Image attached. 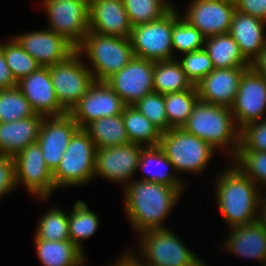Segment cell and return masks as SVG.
I'll return each instance as SVG.
<instances>
[{
    "label": "cell",
    "instance_id": "6da1fadb",
    "mask_svg": "<svg viewBox=\"0 0 266 266\" xmlns=\"http://www.w3.org/2000/svg\"><path fill=\"white\" fill-rule=\"evenodd\" d=\"M125 188V205L134 228L143 233L166 229L161 222L182 194L177 188L138 180Z\"/></svg>",
    "mask_w": 266,
    "mask_h": 266
},
{
    "label": "cell",
    "instance_id": "7a4b0ae2",
    "mask_svg": "<svg viewBox=\"0 0 266 266\" xmlns=\"http://www.w3.org/2000/svg\"><path fill=\"white\" fill-rule=\"evenodd\" d=\"M256 185L235 165L218 179L215 187L218 206L232 228L258 221L255 211L263 196L260 198Z\"/></svg>",
    "mask_w": 266,
    "mask_h": 266
},
{
    "label": "cell",
    "instance_id": "3957f363",
    "mask_svg": "<svg viewBox=\"0 0 266 266\" xmlns=\"http://www.w3.org/2000/svg\"><path fill=\"white\" fill-rule=\"evenodd\" d=\"M232 117L231 108L198 100L182 129L214 149L232 143L230 155L234 158L240 145V130L234 126Z\"/></svg>",
    "mask_w": 266,
    "mask_h": 266
},
{
    "label": "cell",
    "instance_id": "277c9868",
    "mask_svg": "<svg viewBox=\"0 0 266 266\" xmlns=\"http://www.w3.org/2000/svg\"><path fill=\"white\" fill-rule=\"evenodd\" d=\"M88 56L95 72V81H106L121 71L134 57L129 38L102 35L89 31L76 49Z\"/></svg>",
    "mask_w": 266,
    "mask_h": 266
},
{
    "label": "cell",
    "instance_id": "5b68a950",
    "mask_svg": "<svg viewBox=\"0 0 266 266\" xmlns=\"http://www.w3.org/2000/svg\"><path fill=\"white\" fill-rule=\"evenodd\" d=\"M96 146L89 134L79 128L71 137L59 165L52 172L55 188L79 185L95 176Z\"/></svg>",
    "mask_w": 266,
    "mask_h": 266
},
{
    "label": "cell",
    "instance_id": "8992f818",
    "mask_svg": "<svg viewBox=\"0 0 266 266\" xmlns=\"http://www.w3.org/2000/svg\"><path fill=\"white\" fill-rule=\"evenodd\" d=\"M159 146L175 170L186 172H201L215 150L210 144L182 128H171L163 132Z\"/></svg>",
    "mask_w": 266,
    "mask_h": 266
},
{
    "label": "cell",
    "instance_id": "52a82bcc",
    "mask_svg": "<svg viewBox=\"0 0 266 266\" xmlns=\"http://www.w3.org/2000/svg\"><path fill=\"white\" fill-rule=\"evenodd\" d=\"M80 55L75 51L65 61L49 67L57 100L67 113L71 112L95 81L92 70L80 61Z\"/></svg>",
    "mask_w": 266,
    "mask_h": 266
},
{
    "label": "cell",
    "instance_id": "ba28073f",
    "mask_svg": "<svg viewBox=\"0 0 266 266\" xmlns=\"http://www.w3.org/2000/svg\"><path fill=\"white\" fill-rule=\"evenodd\" d=\"M141 237L143 266H205L169 229L149 230Z\"/></svg>",
    "mask_w": 266,
    "mask_h": 266
},
{
    "label": "cell",
    "instance_id": "9c48e42d",
    "mask_svg": "<svg viewBox=\"0 0 266 266\" xmlns=\"http://www.w3.org/2000/svg\"><path fill=\"white\" fill-rule=\"evenodd\" d=\"M173 7L160 19L136 25L129 37L134 57L164 61L173 59Z\"/></svg>",
    "mask_w": 266,
    "mask_h": 266
},
{
    "label": "cell",
    "instance_id": "30bf717a",
    "mask_svg": "<svg viewBox=\"0 0 266 266\" xmlns=\"http://www.w3.org/2000/svg\"><path fill=\"white\" fill-rule=\"evenodd\" d=\"M50 29L75 49L89 32V7L77 1H44Z\"/></svg>",
    "mask_w": 266,
    "mask_h": 266
},
{
    "label": "cell",
    "instance_id": "8fae6325",
    "mask_svg": "<svg viewBox=\"0 0 266 266\" xmlns=\"http://www.w3.org/2000/svg\"><path fill=\"white\" fill-rule=\"evenodd\" d=\"M154 61L133 57L119 72L106 80L126 106L136 104L145 95L154 92Z\"/></svg>",
    "mask_w": 266,
    "mask_h": 266
},
{
    "label": "cell",
    "instance_id": "7c38bea8",
    "mask_svg": "<svg viewBox=\"0 0 266 266\" xmlns=\"http://www.w3.org/2000/svg\"><path fill=\"white\" fill-rule=\"evenodd\" d=\"M125 106L106 81H94L69 114L79 128L84 129L99 118L122 114Z\"/></svg>",
    "mask_w": 266,
    "mask_h": 266
},
{
    "label": "cell",
    "instance_id": "4fadbf2b",
    "mask_svg": "<svg viewBox=\"0 0 266 266\" xmlns=\"http://www.w3.org/2000/svg\"><path fill=\"white\" fill-rule=\"evenodd\" d=\"M266 110V79L251 67L242 75L231 112L241 130L248 124L258 122Z\"/></svg>",
    "mask_w": 266,
    "mask_h": 266
},
{
    "label": "cell",
    "instance_id": "5bb4252c",
    "mask_svg": "<svg viewBox=\"0 0 266 266\" xmlns=\"http://www.w3.org/2000/svg\"><path fill=\"white\" fill-rule=\"evenodd\" d=\"M16 184L46 199L55 189L52 171L47 167L38 143L28 145L14 157Z\"/></svg>",
    "mask_w": 266,
    "mask_h": 266
},
{
    "label": "cell",
    "instance_id": "9a60e30c",
    "mask_svg": "<svg viewBox=\"0 0 266 266\" xmlns=\"http://www.w3.org/2000/svg\"><path fill=\"white\" fill-rule=\"evenodd\" d=\"M143 145L129 142L96 149L95 175L126 183L138 169Z\"/></svg>",
    "mask_w": 266,
    "mask_h": 266
},
{
    "label": "cell",
    "instance_id": "2e32d148",
    "mask_svg": "<svg viewBox=\"0 0 266 266\" xmlns=\"http://www.w3.org/2000/svg\"><path fill=\"white\" fill-rule=\"evenodd\" d=\"M78 129V124L69 113L52 116L50 119L44 117L37 143L42 150L47 167L52 172L59 165L71 137Z\"/></svg>",
    "mask_w": 266,
    "mask_h": 266
},
{
    "label": "cell",
    "instance_id": "e0dca14e",
    "mask_svg": "<svg viewBox=\"0 0 266 266\" xmlns=\"http://www.w3.org/2000/svg\"><path fill=\"white\" fill-rule=\"evenodd\" d=\"M235 4L220 0H193L184 18L205 37L229 33Z\"/></svg>",
    "mask_w": 266,
    "mask_h": 266
},
{
    "label": "cell",
    "instance_id": "ac0fdd59",
    "mask_svg": "<svg viewBox=\"0 0 266 266\" xmlns=\"http://www.w3.org/2000/svg\"><path fill=\"white\" fill-rule=\"evenodd\" d=\"M41 67L65 61L76 49L52 30L34 31L14 38Z\"/></svg>",
    "mask_w": 266,
    "mask_h": 266
},
{
    "label": "cell",
    "instance_id": "d6986e66",
    "mask_svg": "<svg viewBox=\"0 0 266 266\" xmlns=\"http://www.w3.org/2000/svg\"><path fill=\"white\" fill-rule=\"evenodd\" d=\"M17 86L37 114L45 117L67 114L57 100L49 67H40L36 72L23 77Z\"/></svg>",
    "mask_w": 266,
    "mask_h": 266
},
{
    "label": "cell",
    "instance_id": "ffe728a7",
    "mask_svg": "<svg viewBox=\"0 0 266 266\" xmlns=\"http://www.w3.org/2000/svg\"><path fill=\"white\" fill-rule=\"evenodd\" d=\"M250 67L214 69L196 86L199 100L231 108L243 73Z\"/></svg>",
    "mask_w": 266,
    "mask_h": 266
},
{
    "label": "cell",
    "instance_id": "44dd1931",
    "mask_svg": "<svg viewBox=\"0 0 266 266\" xmlns=\"http://www.w3.org/2000/svg\"><path fill=\"white\" fill-rule=\"evenodd\" d=\"M132 29L123 0H94L89 7V31L129 38Z\"/></svg>",
    "mask_w": 266,
    "mask_h": 266
},
{
    "label": "cell",
    "instance_id": "7402d4cb",
    "mask_svg": "<svg viewBox=\"0 0 266 266\" xmlns=\"http://www.w3.org/2000/svg\"><path fill=\"white\" fill-rule=\"evenodd\" d=\"M44 117L36 113L26 119L0 123V154L14 158L28 145L36 143Z\"/></svg>",
    "mask_w": 266,
    "mask_h": 266
},
{
    "label": "cell",
    "instance_id": "603a6c76",
    "mask_svg": "<svg viewBox=\"0 0 266 266\" xmlns=\"http://www.w3.org/2000/svg\"><path fill=\"white\" fill-rule=\"evenodd\" d=\"M265 24V21L237 10L233 15L229 34L236 41L241 54L249 63L258 56L266 44Z\"/></svg>",
    "mask_w": 266,
    "mask_h": 266
},
{
    "label": "cell",
    "instance_id": "cb8c5ba5",
    "mask_svg": "<svg viewBox=\"0 0 266 266\" xmlns=\"http://www.w3.org/2000/svg\"><path fill=\"white\" fill-rule=\"evenodd\" d=\"M230 238L226 241L225 249L256 260H262L266 266V232L256 221L251 224L232 228Z\"/></svg>",
    "mask_w": 266,
    "mask_h": 266
},
{
    "label": "cell",
    "instance_id": "d4e9b609",
    "mask_svg": "<svg viewBox=\"0 0 266 266\" xmlns=\"http://www.w3.org/2000/svg\"><path fill=\"white\" fill-rule=\"evenodd\" d=\"M204 45L215 69L250 67L229 33L206 37Z\"/></svg>",
    "mask_w": 266,
    "mask_h": 266
},
{
    "label": "cell",
    "instance_id": "484cf974",
    "mask_svg": "<svg viewBox=\"0 0 266 266\" xmlns=\"http://www.w3.org/2000/svg\"><path fill=\"white\" fill-rule=\"evenodd\" d=\"M37 255L43 266H81L82 253L70 240L47 241L35 239Z\"/></svg>",
    "mask_w": 266,
    "mask_h": 266
},
{
    "label": "cell",
    "instance_id": "4316f807",
    "mask_svg": "<svg viewBox=\"0 0 266 266\" xmlns=\"http://www.w3.org/2000/svg\"><path fill=\"white\" fill-rule=\"evenodd\" d=\"M84 130L89 134L96 149L119 146L130 142L122 114L94 120Z\"/></svg>",
    "mask_w": 266,
    "mask_h": 266
},
{
    "label": "cell",
    "instance_id": "83f0119b",
    "mask_svg": "<svg viewBox=\"0 0 266 266\" xmlns=\"http://www.w3.org/2000/svg\"><path fill=\"white\" fill-rule=\"evenodd\" d=\"M194 85L176 59L157 61L154 64L153 89L160 94L189 90Z\"/></svg>",
    "mask_w": 266,
    "mask_h": 266
},
{
    "label": "cell",
    "instance_id": "f1b7e54d",
    "mask_svg": "<svg viewBox=\"0 0 266 266\" xmlns=\"http://www.w3.org/2000/svg\"><path fill=\"white\" fill-rule=\"evenodd\" d=\"M129 141L145 146H158L162 132L134 106H125L122 112Z\"/></svg>",
    "mask_w": 266,
    "mask_h": 266
},
{
    "label": "cell",
    "instance_id": "f546056e",
    "mask_svg": "<svg viewBox=\"0 0 266 266\" xmlns=\"http://www.w3.org/2000/svg\"><path fill=\"white\" fill-rule=\"evenodd\" d=\"M152 162L156 163H153L155 166L158 165L159 167L161 166L164 168V166L168 165L169 167L171 166L172 168H174L173 164L169 161L166 154L163 152L162 148L159 145L142 148L138 169L142 171L145 168H149L150 164L153 165ZM152 169L150 171L146 170L149 175L146 178H143V181L156 182L177 188L180 192L183 191L182 183L179 181V179H177V177L175 178L174 175L172 176L170 173H167V170L162 171L159 168L155 171V169Z\"/></svg>",
    "mask_w": 266,
    "mask_h": 266
},
{
    "label": "cell",
    "instance_id": "4dcf8cb0",
    "mask_svg": "<svg viewBox=\"0 0 266 266\" xmlns=\"http://www.w3.org/2000/svg\"><path fill=\"white\" fill-rule=\"evenodd\" d=\"M199 100L196 86L191 89L165 94V110L171 128H182Z\"/></svg>",
    "mask_w": 266,
    "mask_h": 266
},
{
    "label": "cell",
    "instance_id": "1f68e13d",
    "mask_svg": "<svg viewBox=\"0 0 266 266\" xmlns=\"http://www.w3.org/2000/svg\"><path fill=\"white\" fill-rule=\"evenodd\" d=\"M99 226L97 215L83 201H77L73 212L68 214L70 241L83 253L80 240L90 238Z\"/></svg>",
    "mask_w": 266,
    "mask_h": 266
},
{
    "label": "cell",
    "instance_id": "d6a6232c",
    "mask_svg": "<svg viewBox=\"0 0 266 266\" xmlns=\"http://www.w3.org/2000/svg\"><path fill=\"white\" fill-rule=\"evenodd\" d=\"M35 114L18 86L0 90V123L26 119Z\"/></svg>",
    "mask_w": 266,
    "mask_h": 266
},
{
    "label": "cell",
    "instance_id": "836d02e7",
    "mask_svg": "<svg viewBox=\"0 0 266 266\" xmlns=\"http://www.w3.org/2000/svg\"><path fill=\"white\" fill-rule=\"evenodd\" d=\"M183 19V20H182ZM206 37L173 8L172 45L184 54L204 48Z\"/></svg>",
    "mask_w": 266,
    "mask_h": 266
},
{
    "label": "cell",
    "instance_id": "e575fe53",
    "mask_svg": "<svg viewBox=\"0 0 266 266\" xmlns=\"http://www.w3.org/2000/svg\"><path fill=\"white\" fill-rule=\"evenodd\" d=\"M132 26L160 19L172 5L167 0H123Z\"/></svg>",
    "mask_w": 266,
    "mask_h": 266
},
{
    "label": "cell",
    "instance_id": "d590c367",
    "mask_svg": "<svg viewBox=\"0 0 266 266\" xmlns=\"http://www.w3.org/2000/svg\"><path fill=\"white\" fill-rule=\"evenodd\" d=\"M8 67L14 79L19 82L23 77L36 72L41 66L13 38L7 44H1Z\"/></svg>",
    "mask_w": 266,
    "mask_h": 266
},
{
    "label": "cell",
    "instance_id": "8d00e7d4",
    "mask_svg": "<svg viewBox=\"0 0 266 266\" xmlns=\"http://www.w3.org/2000/svg\"><path fill=\"white\" fill-rule=\"evenodd\" d=\"M35 239L47 241L70 240L68 215L61 209H51L40 219Z\"/></svg>",
    "mask_w": 266,
    "mask_h": 266
},
{
    "label": "cell",
    "instance_id": "74e56055",
    "mask_svg": "<svg viewBox=\"0 0 266 266\" xmlns=\"http://www.w3.org/2000/svg\"><path fill=\"white\" fill-rule=\"evenodd\" d=\"M134 106L162 133L169 130L165 110V95L151 92L134 104Z\"/></svg>",
    "mask_w": 266,
    "mask_h": 266
},
{
    "label": "cell",
    "instance_id": "f35d334b",
    "mask_svg": "<svg viewBox=\"0 0 266 266\" xmlns=\"http://www.w3.org/2000/svg\"><path fill=\"white\" fill-rule=\"evenodd\" d=\"M233 160L255 184H266V151H237Z\"/></svg>",
    "mask_w": 266,
    "mask_h": 266
},
{
    "label": "cell",
    "instance_id": "ab89813d",
    "mask_svg": "<svg viewBox=\"0 0 266 266\" xmlns=\"http://www.w3.org/2000/svg\"><path fill=\"white\" fill-rule=\"evenodd\" d=\"M178 62L193 85H197L215 69L212 60L204 48L186 53L181 61Z\"/></svg>",
    "mask_w": 266,
    "mask_h": 266
},
{
    "label": "cell",
    "instance_id": "60d3db41",
    "mask_svg": "<svg viewBox=\"0 0 266 266\" xmlns=\"http://www.w3.org/2000/svg\"><path fill=\"white\" fill-rule=\"evenodd\" d=\"M238 151H266V121L253 122L240 130Z\"/></svg>",
    "mask_w": 266,
    "mask_h": 266
},
{
    "label": "cell",
    "instance_id": "b9f144b4",
    "mask_svg": "<svg viewBox=\"0 0 266 266\" xmlns=\"http://www.w3.org/2000/svg\"><path fill=\"white\" fill-rule=\"evenodd\" d=\"M17 186L13 157L0 154V197Z\"/></svg>",
    "mask_w": 266,
    "mask_h": 266
},
{
    "label": "cell",
    "instance_id": "7bdbcfd3",
    "mask_svg": "<svg viewBox=\"0 0 266 266\" xmlns=\"http://www.w3.org/2000/svg\"><path fill=\"white\" fill-rule=\"evenodd\" d=\"M235 8L241 13L266 22V0H237Z\"/></svg>",
    "mask_w": 266,
    "mask_h": 266
},
{
    "label": "cell",
    "instance_id": "ee69618b",
    "mask_svg": "<svg viewBox=\"0 0 266 266\" xmlns=\"http://www.w3.org/2000/svg\"><path fill=\"white\" fill-rule=\"evenodd\" d=\"M18 82L14 79L10 68L7 65L3 47L0 43V90L17 86Z\"/></svg>",
    "mask_w": 266,
    "mask_h": 266
},
{
    "label": "cell",
    "instance_id": "f6af8a7d",
    "mask_svg": "<svg viewBox=\"0 0 266 266\" xmlns=\"http://www.w3.org/2000/svg\"><path fill=\"white\" fill-rule=\"evenodd\" d=\"M250 67L258 74L266 76V44L258 56L250 63Z\"/></svg>",
    "mask_w": 266,
    "mask_h": 266
},
{
    "label": "cell",
    "instance_id": "bcb514c9",
    "mask_svg": "<svg viewBox=\"0 0 266 266\" xmlns=\"http://www.w3.org/2000/svg\"><path fill=\"white\" fill-rule=\"evenodd\" d=\"M138 261L139 259L137 260V257L135 258L132 257V255L126 254L114 266H143V264L142 263L140 264V262Z\"/></svg>",
    "mask_w": 266,
    "mask_h": 266
},
{
    "label": "cell",
    "instance_id": "7dc6e473",
    "mask_svg": "<svg viewBox=\"0 0 266 266\" xmlns=\"http://www.w3.org/2000/svg\"><path fill=\"white\" fill-rule=\"evenodd\" d=\"M263 201L261 202L262 206V215L260 217H258V222L261 224V226L263 227V230L266 232V199L263 198Z\"/></svg>",
    "mask_w": 266,
    "mask_h": 266
},
{
    "label": "cell",
    "instance_id": "c3c4849f",
    "mask_svg": "<svg viewBox=\"0 0 266 266\" xmlns=\"http://www.w3.org/2000/svg\"><path fill=\"white\" fill-rule=\"evenodd\" d=\"M44 1H66V0H44ZM68 1V0H67ZM70 1H77V2H82L88 7L91 6V4L94 2V0H70Z\"/></svg>",
    "mask_w": 266,
    "mask_h": 266
},
{
    "label": "cell",
    "instance_id": "681fc988",
    "mask_svg": "<svg viewBox=\"0 0 266 266\" xmlns=\"http://www.w3.org/2000/svg\"><path fill=\"white\" fill-rule=\"evenodd\" d=\"M220 1H225V2L235 4L237 0H220Z\"/></svg>",
    "mask_w": 266,
    "mask_h": 266
}]
</instances>
